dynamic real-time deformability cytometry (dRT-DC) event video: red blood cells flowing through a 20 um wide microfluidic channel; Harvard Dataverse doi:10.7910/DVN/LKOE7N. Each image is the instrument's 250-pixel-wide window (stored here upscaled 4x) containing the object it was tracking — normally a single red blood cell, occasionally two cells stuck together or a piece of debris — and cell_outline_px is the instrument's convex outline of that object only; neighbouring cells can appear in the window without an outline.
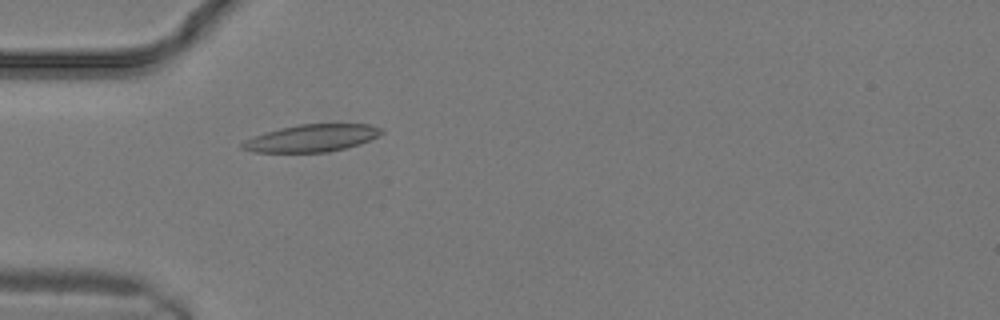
{"species": "common noctule bat (a hibernating species)", "species_latin": "Nyctalus noctula", "temperature_condition": "warm", "stored_images_in_passage": 2, "camera_frame_rate_fps": 3000, "um_per_image_px": 0.085, "animal": {"sex": "male", "body_mass_g": 19.2, "forearm_length_mm": 51.8}, "frame": {"image": 1, "passage_image": 2, "time_ms": 0.333, "image_size_px": [1000, 320], "cell_outline_px": [[384, 132], [368, 140], [344, 148], [328, 152], [252, 152], [240, 148], [240, 144], [244, 140], [252, 136], [264, 132], [280, 128], [300, 124], [368, 124], [380, 128]], "centroid_in_image_um": [26.4, 11.74], "position_along_channel_um": 58.6, "area_um2": 21.96}}